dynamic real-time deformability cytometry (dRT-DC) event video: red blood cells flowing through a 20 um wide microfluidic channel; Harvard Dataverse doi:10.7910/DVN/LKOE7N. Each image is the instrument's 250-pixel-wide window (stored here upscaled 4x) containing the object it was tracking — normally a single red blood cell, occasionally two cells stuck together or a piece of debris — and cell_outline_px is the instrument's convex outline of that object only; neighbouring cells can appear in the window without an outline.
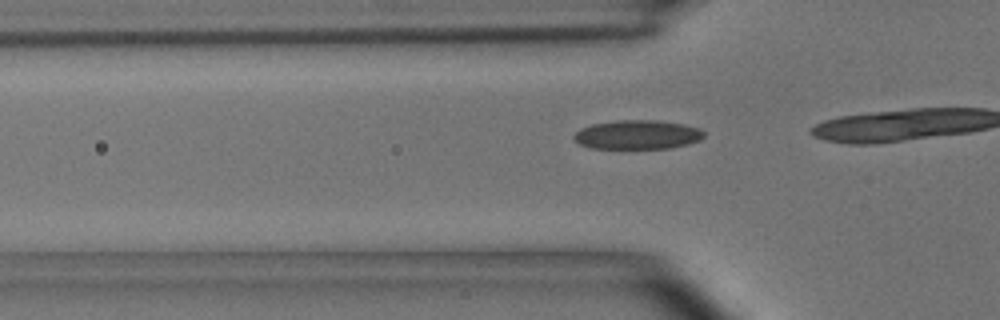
{"species": "common noctule bat (a hibernating species)", "species_latin": "Nyctalus noctula", "temperature_condition": "room temperature", "stored_images_in_passage": 18, "camera_frame_rate_fps": 3000, "um_per_image_px": 0.085, "animal": {"sex": "male", "body_mass_g": 15.6}, "frame": {"image": 1, "passage_image": 14, "time_ms": 4.333, "image_size_px": [1000, 320], "cell_outline_px": [[704, 136], [700, 140], [688, 144], [672, 148], [588, 148], [572, 140], [572, 136], [580, 128], [592, 124], [616, 120], [656, 120], [684, 124], [700, 128], [704, 132]], "centroid_in_image_um": [54.16, 11.44], "position_along_channel_um": 71.6, "area_um2": 22.25}}